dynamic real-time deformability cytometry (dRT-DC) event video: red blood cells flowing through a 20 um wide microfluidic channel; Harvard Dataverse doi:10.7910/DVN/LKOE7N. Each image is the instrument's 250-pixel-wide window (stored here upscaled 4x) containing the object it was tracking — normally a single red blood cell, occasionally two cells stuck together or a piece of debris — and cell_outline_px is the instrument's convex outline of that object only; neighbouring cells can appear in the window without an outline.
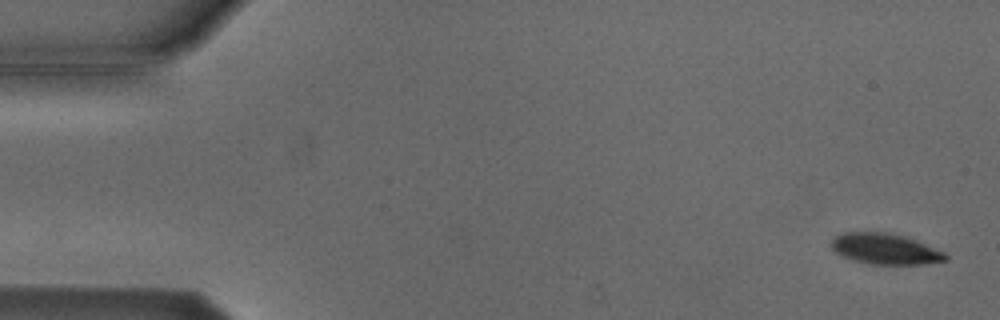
{"species": "Egyptian fruit bat (a non-hibernating species)", "species_latin": "Rousettus aegyptiacus", "temperature_condition": "cold", "stored_images_in_passage": 5, "camera_frame_rate_fps": 3000, "um_per_image_px": 0.085, "animal": {"sex": "male"}, "frame": {"image": 1, "passage_image": 1, "time_ms": 0.0, "image_size_px": [1000, 320], "cell_outline_px": [[948, 260], [924, 264], [872, 264], [852, 260], [836, 252], [832, 248], [832, 236], [840, 232], [888, 232], [908, 236], [944, 252], [948, 256]], "centroid_in_image_um": [75.24, 21.14], "position_along_channel_um": 9.8, "area_um2": 20.69}}